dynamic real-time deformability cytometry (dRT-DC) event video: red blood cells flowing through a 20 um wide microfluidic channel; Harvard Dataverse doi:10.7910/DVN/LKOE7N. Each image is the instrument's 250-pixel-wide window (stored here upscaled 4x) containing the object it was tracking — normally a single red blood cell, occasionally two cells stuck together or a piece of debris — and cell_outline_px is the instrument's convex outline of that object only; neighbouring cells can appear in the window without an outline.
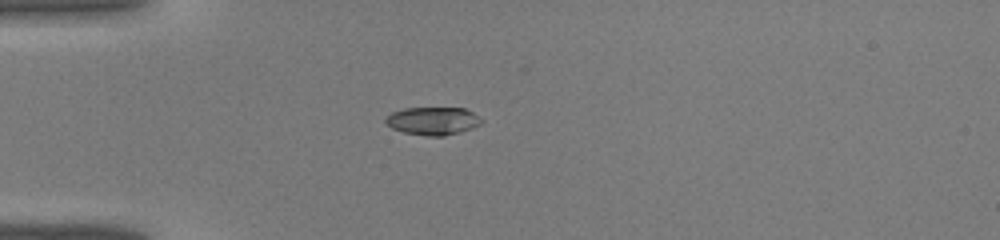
{"species": "common noctule bat (a hibernating species)", "species_latin": "Nyctalus noctula", "temperature_condition": "warm", "stored_images_in_passage": 32, "camera_frame_rate_fps": 3000, "um_per_image_px": 0.085, "animal": {"sex": "male", "body_mass_g": 19.0, "forearm_length_mm": 50.8}, "frame": {"image": 1, "passage_image": 1, "time_ms": 0.0, "image_size_px": [1000, 240], "cell_outline_px": [[484, 120], [480, 124], [472, 128], [460, 132], [444, 136], [428, 136], [404, 132], [392, 128], [384, 120], [392, 112], [404, 108], [464, 108], [472, 112]], "centroid_in_image_um": [36.81, 10.28], "position_along_channel_um": 48.2, "area_um2": 15.49}}
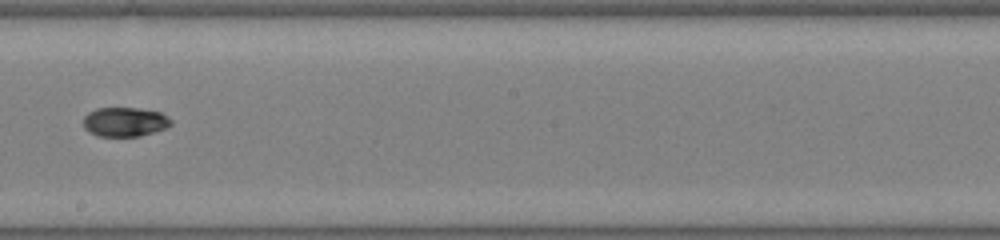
{"frame": {"image": 2, "passage_image": 14, "time_ms": 4.333, "image_size_px": [1000, 240], "cell_outline_px": [[172, 124], [164, 128], [140, 136], [96, 136], [88, 132], [84, 128], [84, 116], [88, 112], [96, 108], [136, 108], [160, 112], [168, 116], [172, 120]], "centroid_in_image_um": [10.58, 10.36], "position_along_channel_um": 237.6, "area_um2": 14.97}}
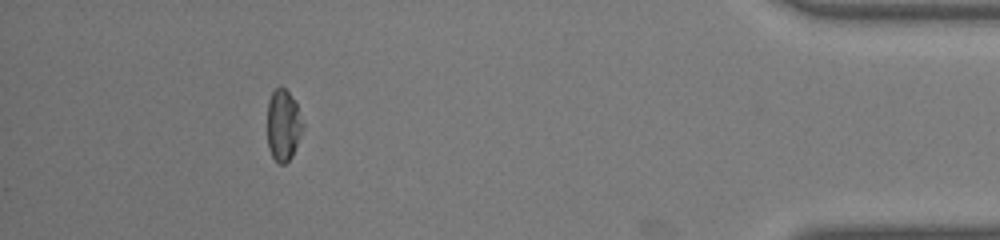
{"frame": {"image": 3, "passage_image": 28, "time_ms": 9.0, "image_size_px": [1000, 240], "cell_outline_px": [[304, 128], [292, 156], [284, 164], [280, 164], [272, 156], [268, 148], [268, 100], [272, 92], [276, 88], [284, 88], [288, 92], [296, 104], [304, 124]], "centroid_in_image_um": [24.08, 10.66], "position_along_channel_um": 411.1, "area_um2": 14.62}}